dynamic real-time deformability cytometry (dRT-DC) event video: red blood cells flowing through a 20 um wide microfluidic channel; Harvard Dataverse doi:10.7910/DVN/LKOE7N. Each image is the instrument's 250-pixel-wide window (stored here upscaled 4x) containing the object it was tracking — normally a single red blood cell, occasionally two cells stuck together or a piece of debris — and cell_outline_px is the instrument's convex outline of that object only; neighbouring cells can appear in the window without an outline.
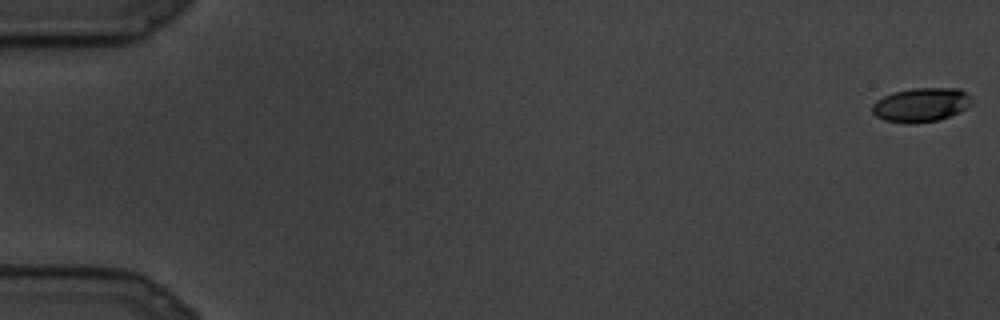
{"species": "common noctule bat (a hibernating species)", "species_latin": "Nyctalus noctula", "temperature_condition": "cold", "stored_images_in_passage": 10, "camera_frame_rate_fps": 3000, "um_per_image_px": 0.085, "animal": {"sex": "male", "body_mass_g": 19.5, "forearm_length_mm": 54.6}, "frame": {"image": 1, "passage_image": 1, "time_ms": 0.0, "image_size_px": [1000, 320], "cell_outline_px": [[972, 104], [968, 108], [960, 112], [936, 120], [912, 124], [904, 124], [884, 120], [876, 116], [872, 112], [872, 104], [876, 100], [892, 92], [912, 88], [960, 88], [968, 96]], "centroid_in_image_um": [78.26, 8.91], "position_along_channel_um": 6.7, "area_um2": 19.83}}